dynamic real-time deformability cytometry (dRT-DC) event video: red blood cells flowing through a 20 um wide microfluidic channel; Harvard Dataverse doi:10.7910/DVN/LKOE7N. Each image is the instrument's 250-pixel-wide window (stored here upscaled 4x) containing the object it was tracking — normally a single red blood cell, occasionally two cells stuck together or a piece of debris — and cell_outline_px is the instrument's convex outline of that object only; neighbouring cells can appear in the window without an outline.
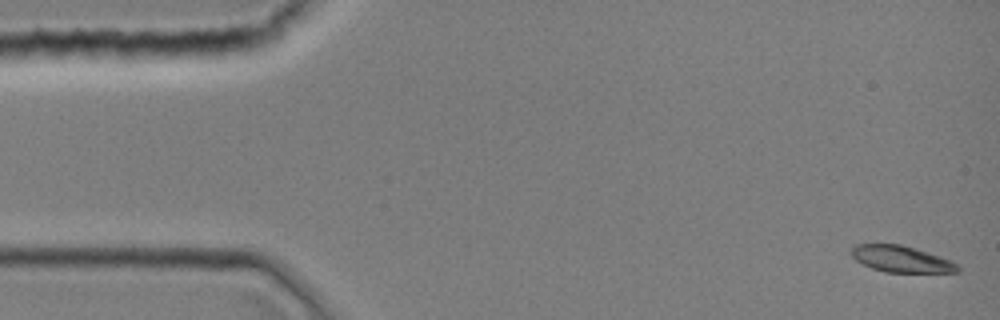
{"species": "common noctule bat (a hibernating species)", "species_latin": "Nyctalus noctula", "temperature_condition": "room temperature", "stored_images_in_passage": 44, "camera_frame_rate_fps": 3000, "um_per_image_px": 0.085, "animal": {"sex": "female", "body_mass_g": 19.0, "forearm_length_mm": 51.5}, "frame": {"image": 1, "passage_image": 1, "time_ms": 0.0, "image_size_px": [1000, 320], "cell_outline_px": [[960, 268], [956, 272], [884, 272], [872, 268], [856, 260], [852, 256], [852, 248], [856, 244], [900, 244], [948, 260], [956, 264]], "centroid_in_image_um": [76.54, 22.02], "position_along_channel_um": 8.5, "area_um2": 15.78}}
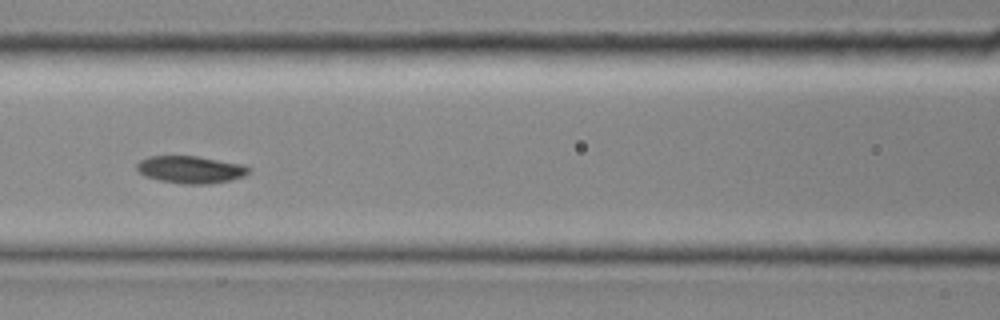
{"frame": {"image": 2, "passage_image": 19, "time_ms": 6.0, "image_size_px": [1000, 320], "cell_outline_px": [[252, 168], [244, 176], [232, 180], [208, 184], [184, 184], [160, 180], [144, 176], [136, 168], [136, 164], [140, 160], [148, 156], [196, 156], [244, 164]], "centroid_in_image_um": [16.22, 14.41], "position_along_channel_um": 150.4, "area_um2": 17.92}}
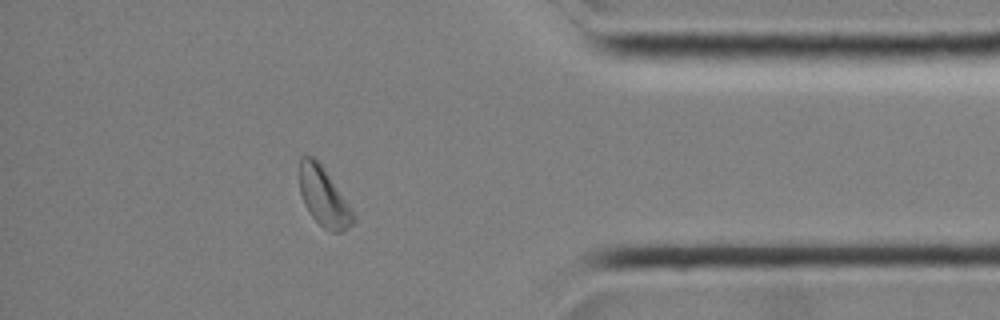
{"frame": {"image": 3, "passage_image": 38, "time_ms": 12.333, "image_size_px": [1000, 320], "cell_outline_px": [[356, 220], [344, 232], [332, 232], [324, 228], [308, 212], [304, 204], [300, 192], [300, 156], [312, 156], [324, 168], [356, 216]], "centroid_in_image_um": [27.52, 16.76], "position_along_channel_um": 407.7, "area_um2": 18.21}}